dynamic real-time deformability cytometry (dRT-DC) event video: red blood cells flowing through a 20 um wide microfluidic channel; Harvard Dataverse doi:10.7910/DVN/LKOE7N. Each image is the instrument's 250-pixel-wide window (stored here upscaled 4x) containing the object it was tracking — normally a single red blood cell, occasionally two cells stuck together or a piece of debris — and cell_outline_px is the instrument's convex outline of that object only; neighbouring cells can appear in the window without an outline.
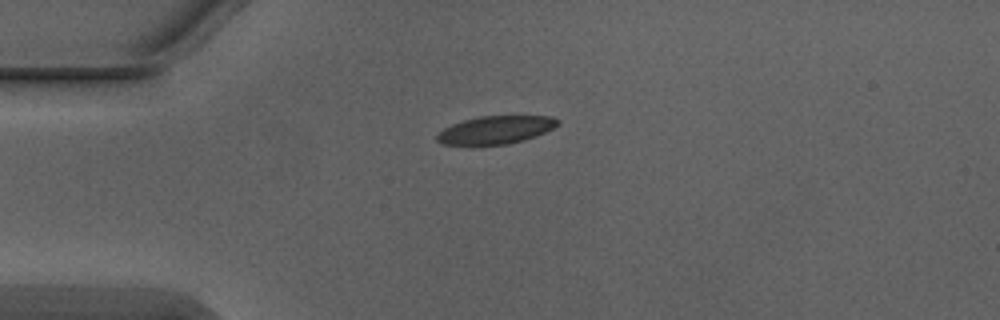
{"species": "Egyptian fruit bat (a non-hibernating species)", "species_latin": "Rousettus aegyptiacus", "temperature_condition": "warm", "stored_images_in_passage": 3, "camera_frame_rate_fps": 3000, "um_per_image_px": 0.085, "animal": {"sex": "male"}, "frame": {"image": 1, "passage_image": 1, "time_ms": 0.0, "image_size_px": [1000, 320], "cell_outline_px": [[560, 124], [536, 136], [524, 140], [508, 144], [440, 144], [436, 140], [436, 132], [452, 124], [464, 120], [480, 116], [552, 116], [560, 120]], "centroid_in_image_um": [42.13, 11.03], "position_along_channel_um": 42.9, "area_um2": 19.59}}
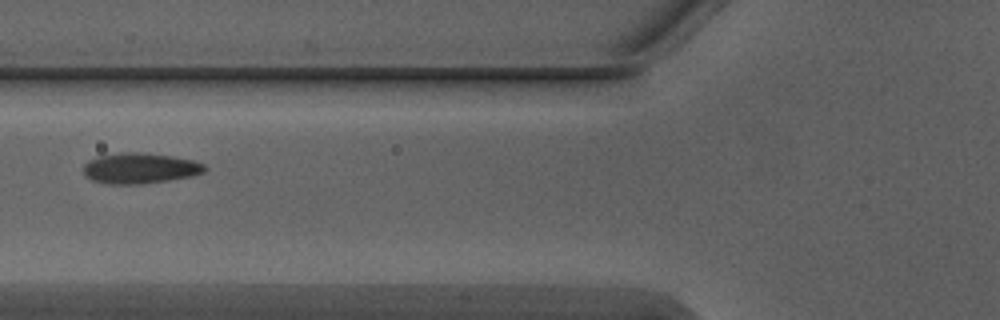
{"frame": {"image": 2, "passage_image": 3, "time_ms": 0.667, "image_size_px": [1000, 320], "cell_outline_px": [[208, 168], [204, 172], [192, 176], [168, 180], [140, 184], [104, 184], [92, 180], [84, 176], [84, 164], [88, 160], [96, 156], [124, 152], [136, 152], [172, 156], [192, 160], [204, 164]], "centroid_in_image_um": [11.87, 14.3], "position_along_channel_um": 113.9, "area_um2": 21.73}}